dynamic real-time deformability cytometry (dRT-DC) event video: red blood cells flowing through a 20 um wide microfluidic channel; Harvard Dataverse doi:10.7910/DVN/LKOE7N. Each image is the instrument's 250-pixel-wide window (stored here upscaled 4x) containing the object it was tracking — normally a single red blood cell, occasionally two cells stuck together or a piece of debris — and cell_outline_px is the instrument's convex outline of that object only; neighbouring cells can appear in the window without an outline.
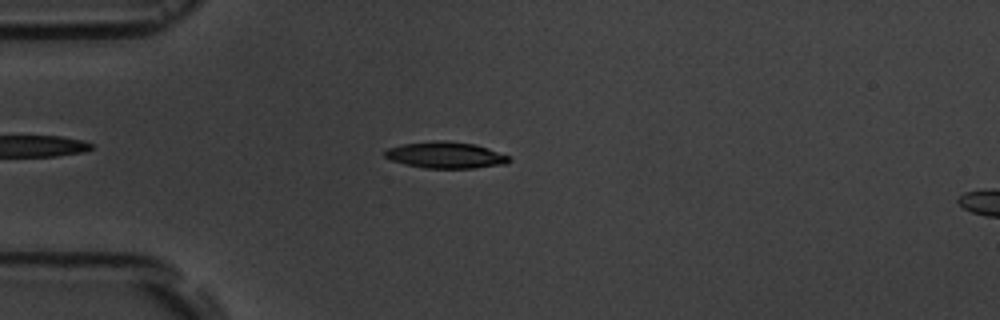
{"species": "common noctule bat (a hibernating species)", "species_latin": "Nyctalus noctula", "temperature_condition": "room temperature", "stored_images_in_passage": 3, "segment_of_instrument_passage": [1, 2], "camera_frame_rate_fps": 3000, "um_per_image_px": 0.085, "animal": {"sex": "male", "body_mass_g": 19.5, "forearm_length_mm": 54.6}, "frame": {"image": 1, "passage_image": 2, "time_ms": 1.0, "image_size_px": [1000, 320], "cell_outline_px": [[512, 160], [504, 164], [472, 168], [424, 168], [404, 164], [392, 160], [384, 156], [384, 152], [388, 148], [404, 144], [436, 140], [444, 140], [476, 144], [488, 148], [508, 156]], "centroid_in_image_um": [37.87, 13.18], "position_along_channel_um": 47.1, "area_um2": 19.02}}